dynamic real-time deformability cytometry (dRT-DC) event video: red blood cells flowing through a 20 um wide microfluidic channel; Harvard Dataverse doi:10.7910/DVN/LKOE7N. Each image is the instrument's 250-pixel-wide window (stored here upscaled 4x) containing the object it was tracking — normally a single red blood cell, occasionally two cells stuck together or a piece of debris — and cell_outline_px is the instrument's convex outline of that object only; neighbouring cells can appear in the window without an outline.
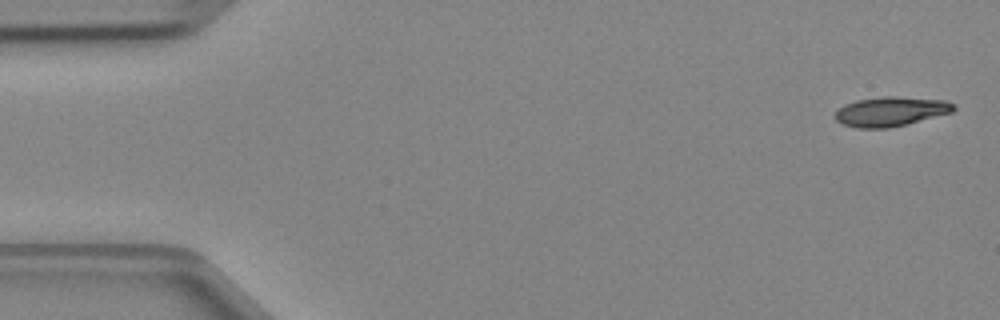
{"species": "Egyptian fruit bat (a non-hibernating species)", "species_latin": "Rousettus aegyptiacus", "temperature_condition": "cold", "stored_images_in_passage": 4, "camera_frame_rate_fps": 3000, "um_per_image_px": 0.085, "animal": {"sex": "female"}, "frame": {"image": 1, "passage_image": 1, "time_ms": 0.0, "image_size_px": [1000, 320], "cell_outline_px": [[956, 108], [952, 112], [888, 128], [856, 128], [844, 124], [836, 120], [832, 116], [844, 104], [856, 100], [884, 96], [896, 96], [944, 100], [956, 104]], "centroid_in_image_um": [75.69, 9.46], "position_along_channel_um": 9.3, "area_um2": 20.29}}
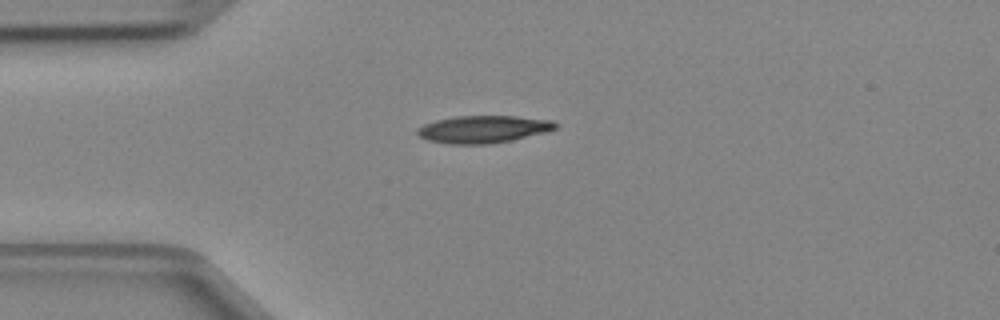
{"frame": {"image": 2, "passage_image": 4, "time_ms": 1.0, "image_size_px": [1000, 320], "cell_outline_px": [[560, 124], [556, 128], [544, 132], [512, 140], [488, 144], [448, 144], [428, 140], [420, 136], [416, 132], [416, 128], [424, 124], [436, 120], [456, 116], [516, 116], [552, 120]], "centroid_in_image_um": [41.07, 10.98], "position_along_channel_um": 43.9, "area_um2": 22.02}}